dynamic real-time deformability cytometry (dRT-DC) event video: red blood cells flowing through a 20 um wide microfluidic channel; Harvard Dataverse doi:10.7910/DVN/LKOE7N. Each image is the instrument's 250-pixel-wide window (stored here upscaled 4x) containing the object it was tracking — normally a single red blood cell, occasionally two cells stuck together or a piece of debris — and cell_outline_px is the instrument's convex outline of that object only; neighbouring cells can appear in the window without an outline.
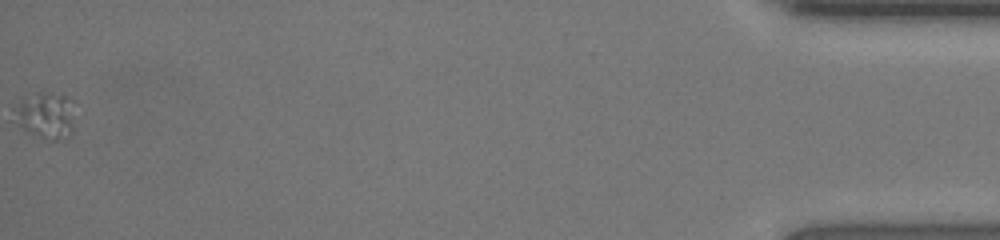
{"species": "human", "species_latin": "Homo sapiens", "temperature_condition": "room temperature", "stored_images_in_passage": 36, "camera_frame_rate_fps": 3000, "um_per_image_px": 0.085, "donor": {"sex": "female"}, "frame": {"image": 1, "passage_image": 36, "time_ms": 11.667, "image_size_px": [1000, 240], "cell_outline_px": [[76, 100], [72, 136], [68, 140], [52, 140], [40, 136], [24, 128], [20, 124], [12, 108], [24, 96], [36, 92], [64, 92], [72, 96]], "centroid_in_image_um": [4.03, 9.73], "position_along_channel_um": 431.2, "area_um2": 17.28}}